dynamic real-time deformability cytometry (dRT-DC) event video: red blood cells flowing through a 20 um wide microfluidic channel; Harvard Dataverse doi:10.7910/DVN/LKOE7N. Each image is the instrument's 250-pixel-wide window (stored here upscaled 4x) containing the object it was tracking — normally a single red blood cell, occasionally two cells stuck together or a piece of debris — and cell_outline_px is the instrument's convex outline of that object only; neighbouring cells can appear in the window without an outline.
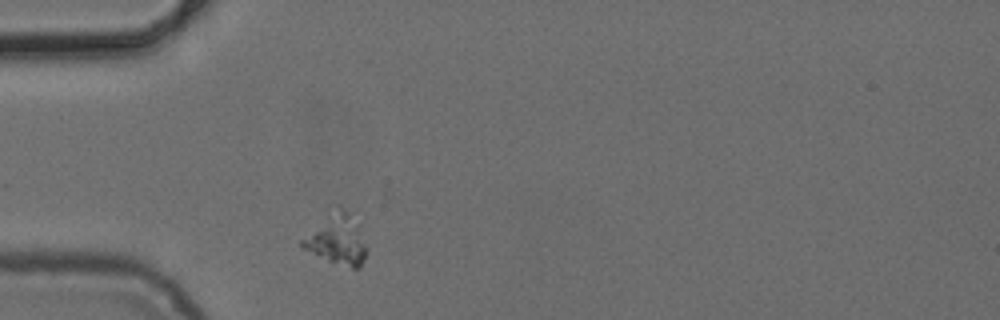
{"species": "common noctule bat (a hibernating species)", "species_latin": "Nyctalus noctula", "temperature_condition": "cold", "stored_images_in_passage": 1, "camera_frame_rate_fps": 3000, "um_per_image_px": 0.085, "animal": {"sex": "female", "body_mass_g": 24.6, "forearm_length_mm": 56.2}, "frame": {"image": 1, "passage_image": 1, "time_ms": 0.0, "image_size_px": [1000, 320], "cell_outline_px": [[364, 260], [360, 268], [352, 268], [328, 260], [304, 248], [300, 244], [300, 240], [340, 204], [352, 212], [360, 224], [364, 244]], "centroid_in_image_um": [28.69, 20.3], "position_along_channel_um": 56.3, "area_um2": 18.5}}